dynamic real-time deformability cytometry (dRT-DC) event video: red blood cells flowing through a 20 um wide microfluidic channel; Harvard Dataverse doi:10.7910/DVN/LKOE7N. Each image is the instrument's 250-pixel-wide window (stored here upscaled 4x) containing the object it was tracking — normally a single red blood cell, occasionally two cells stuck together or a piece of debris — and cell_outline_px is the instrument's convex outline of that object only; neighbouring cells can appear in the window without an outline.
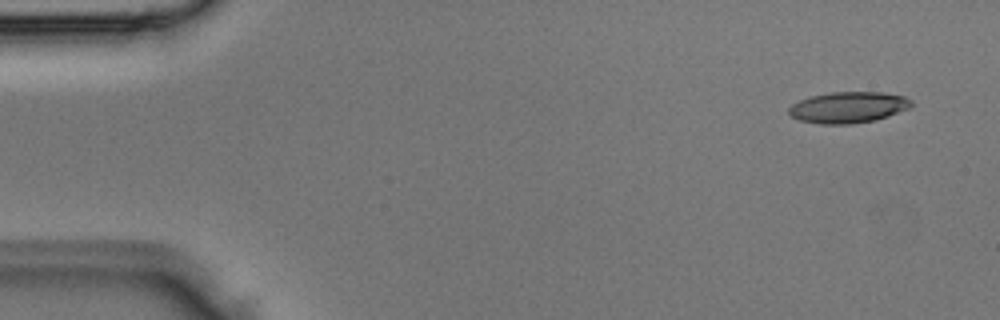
{"species": "Egyptian fruit bat (a non-hibernating species)", "species_latin": "Rousettus aegyptiacus", "temperature_condition": "room temperature", "stored_images_in_passage": 4, "camera_frame_rate_fps": 3000, "um_per_image_px": 0.085, "animal": {"sex": "male"}, "frame": {"image": 1, "passage_image": 1, "time_ms": 0.0, "image_size_px": [1000, 320], "cell_outline_px": [[912, 104], [908, 108], [888, 116], [876, 120], [852, 124], [820, 124], [800, 120], [792, 116], [788, 112], [788, 108], [792, 104], [800, 100], [812, 96], [828, 92], [884, 92], [904, 96], [912, 100]], "centroid_in_image_um": [72.1, 9.12], "position_along_channel_um": 12.9, "area_um2": 22.25}}